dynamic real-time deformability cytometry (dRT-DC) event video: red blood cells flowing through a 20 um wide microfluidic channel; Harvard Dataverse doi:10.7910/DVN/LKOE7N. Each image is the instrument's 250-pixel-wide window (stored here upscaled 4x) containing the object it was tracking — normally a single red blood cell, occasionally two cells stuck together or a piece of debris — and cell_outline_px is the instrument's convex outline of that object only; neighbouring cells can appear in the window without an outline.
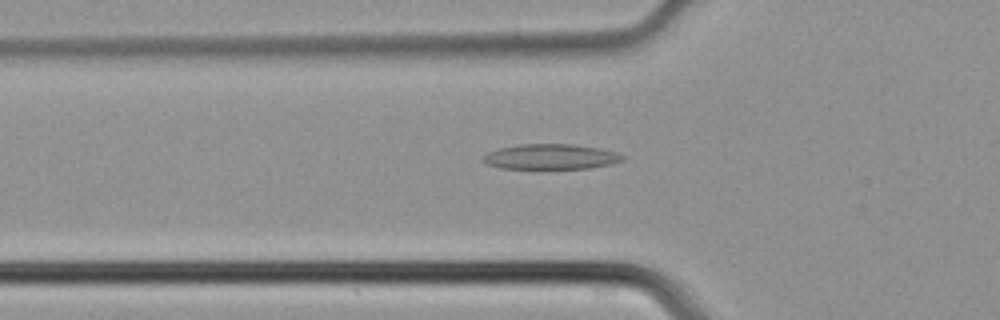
{"species": "common noctule bat (a hibernating species)", "species_latin": "Nyctalus noctula", "temperature_condition": "cold", "stored_images_in_passage": 45, "camera_frame_rate_fps": 3000, "um_per_image_px": 0.085, "animal": {"sex": "male", "body_mass_g": 21.5, "forearm_length_mm": 52.0}, "frame": {"image": 1, "passage_image": 15, "time_ms": 4.667, "image_size_px": [1000, 320], "cell_outline_px": [[624, 160], [608, 164], [588, 168], [500, 168], [488, 164], [480, 160], [488, 152], [496, 148], [520, 144], [576, 144], [600, 148], [616, 152], [624, 156]], "centroid_in_image_um": [46.78, 13.3], "position_along_channel_um": 79.0, "area_um2": 20.46}}
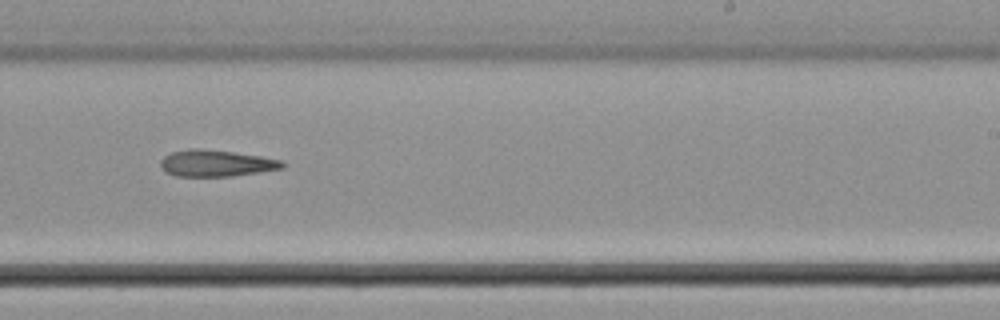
{"frame": {"image": 2, "passage_image": 28, "time_ms": 9.0, "image_size_px": [1000, 320], "cell_outline_px": [[284, 168], [260, 172], [232, 176], [176, 176], [168, 172], [160, 164], [160, 160], [164, 156], [172, 152], [188, 148], [200, 148], [232, 152], [260, 156], [280, 160], [284, 164]], "centroid_in_image_um": [18.37, 13.87], "position_along_channel_um": 270.6, "area_um2": 18.67}}
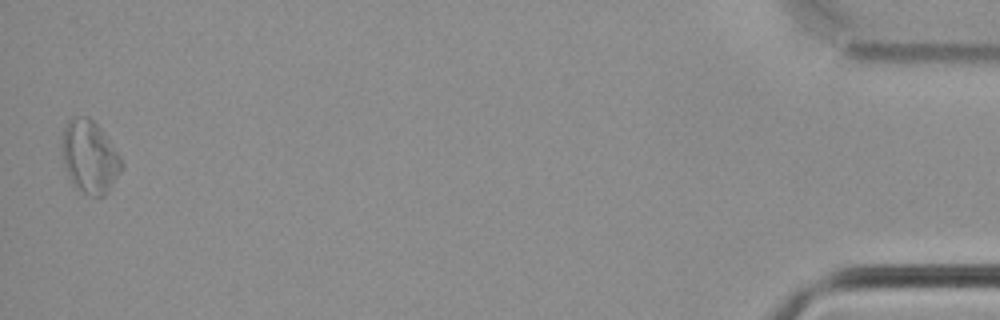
{"frame": {"image": 3, "passage_image": 45, "time_ms": 14.667, "image_size_px": [1000, 320], "cell_outline_px": [[124, 164], [108, 192], [104, 196], [92, 196], [84, 192], [72, 184], [68, 176], [64, 164], [60, 148], [60, 144], [64, 128], [68, 120], [72, 116], [88, 116], [100, 128]], "centroid_in_image_um": [7.57, 13.32], "position_along_channel_um": 427.6, "area_um2": 25.09}}